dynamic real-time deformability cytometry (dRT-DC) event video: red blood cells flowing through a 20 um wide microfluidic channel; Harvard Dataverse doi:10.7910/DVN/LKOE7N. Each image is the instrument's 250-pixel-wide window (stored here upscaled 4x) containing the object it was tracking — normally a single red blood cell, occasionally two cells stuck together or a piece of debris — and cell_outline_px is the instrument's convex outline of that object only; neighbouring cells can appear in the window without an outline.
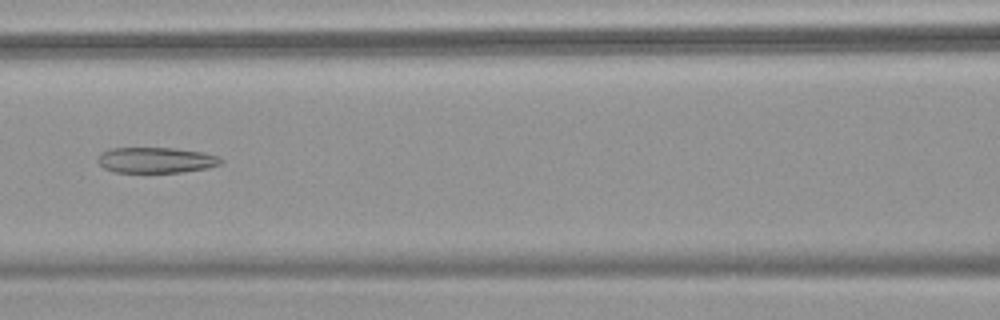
{"species": "common noctule bat (a hibernating species)", "species_latin": "Nyctalus noctula", "temperature_condition": "warm", "stored_images_in_passage": 55, "camera_frame_rate_fps": 3000, "um_per_image_px": 0.085, "animal": {"sex": "female", "body_mass_g": 18.4}, "frame": {"image": 1, "passage_image": 26, "time_ms": 8.333, "image_size_px": [1000, 320], "cell_outline_px": [[224, 160], [220, 164], [208, 168], [180, 172], [112, 172], [104, 168], [96, 160], [100, 152], [108, 148], [176, 148], [204, 152], [216, 156]], "centroid_in_image_um": [13.22, 13.6], "position_along_channel_um": 153.4, "area_um2": 18.55}}
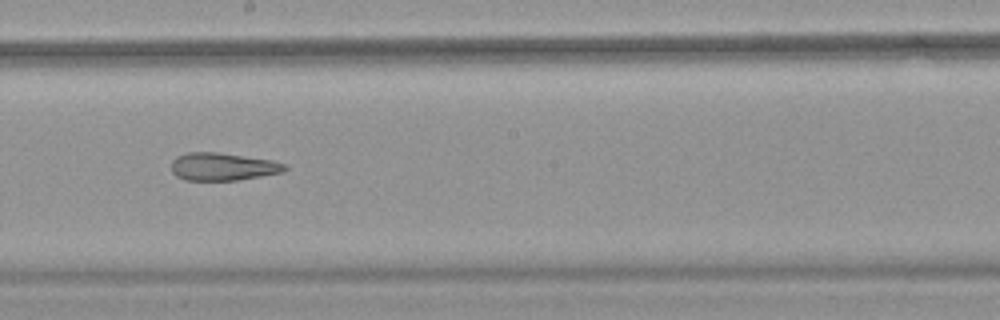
{"frame": {"image": 2, "passage_image": 32, "time_ms": 10.333, "image_size_px": [1000, 320], "cell_outline_px": [[288, 168], [284, 172], [236, 180], [184, 180], [176, 176], [172, 172], [172, 160], [176, 156], [188, 152], [216, 152], [272, 160], [288, 164]], "centroid_in_image_um": [18.94, 14.16], "position_along_channel_um": 229.3, "area_um2": 18.38}}
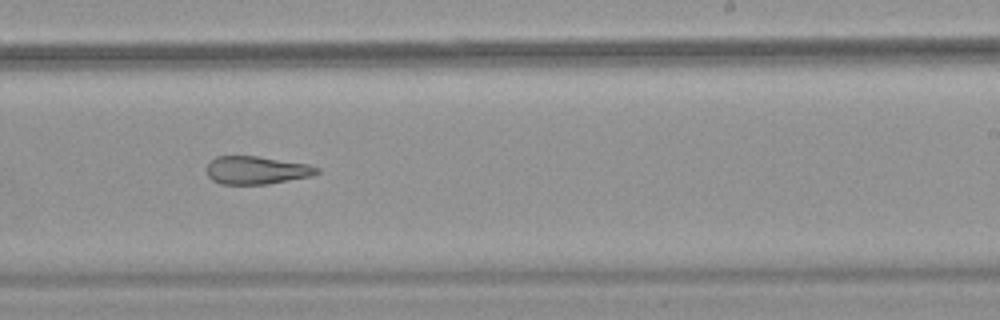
{"frame": {"image": 3, "passage_image": 35, "time_ms": 11.333, "image_size_px": [1000, 320], "cell_outline_px": [[320, 172], [312, 176], [268, 184], [220, 184], [212, 180], [208, 176], [208, 164], [216, 156], [256, 156], [308, 164], [320, 168]], "centroid_in_image_um": [21.83, 14.47], "position_along_channel_um": 267.2, "area_um2": 17.92}, "authors_computed_cell_mechanics": {"area_um2": 23.7558, "velocity_mm_per_s": 3.8225, "shape_relaxation_time_tau1_ms": null, "shape_relaxation_time_tau2_ms": 5.931, "deformation_change_tau1": null, "deformation_change_tau2": 0.2072}}